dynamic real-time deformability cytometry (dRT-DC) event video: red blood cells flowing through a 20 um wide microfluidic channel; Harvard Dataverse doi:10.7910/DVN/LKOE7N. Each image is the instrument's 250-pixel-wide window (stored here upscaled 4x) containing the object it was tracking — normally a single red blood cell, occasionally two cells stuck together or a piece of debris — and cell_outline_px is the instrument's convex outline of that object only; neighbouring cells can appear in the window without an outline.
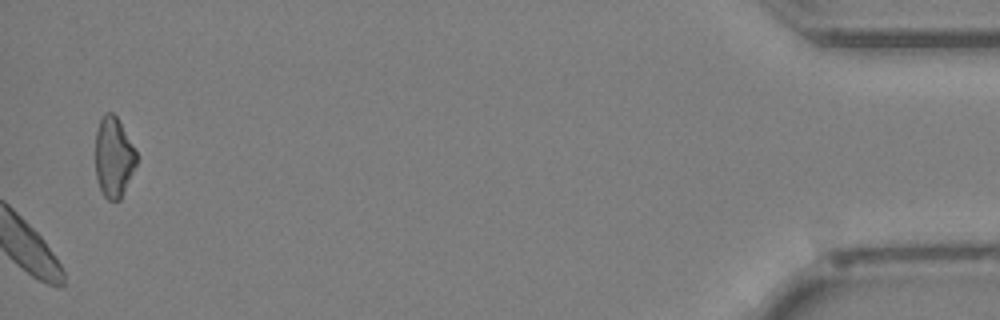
{"species": "Egyptian fruit bat (a non-hibernating species)", "species_latin": "Rousettus aegyptiacus", "temperature_condition": "cold", "stored_images_in_passage": 38, "camera_frame_rate_fps": 3000, "um_per_image_px": 0.085, "animal": {"sex": "female"}, "frame": {"image": 1, "passage_image": 38, "time_ms": 12.333, "image_size_px": [1000, 320], "cell_outline_px": [[136, 164], [120, 200], [108, 200], [104, 196], [100, 188], [96, 176], [96, 132], [100, 120], [104, 112], [112, 112], [116, 116], [136, 152]], "centroid_in_image_um": [9.64, 13.36], "position_along_channel_um": 425.6, "area_um2": 18.79}}